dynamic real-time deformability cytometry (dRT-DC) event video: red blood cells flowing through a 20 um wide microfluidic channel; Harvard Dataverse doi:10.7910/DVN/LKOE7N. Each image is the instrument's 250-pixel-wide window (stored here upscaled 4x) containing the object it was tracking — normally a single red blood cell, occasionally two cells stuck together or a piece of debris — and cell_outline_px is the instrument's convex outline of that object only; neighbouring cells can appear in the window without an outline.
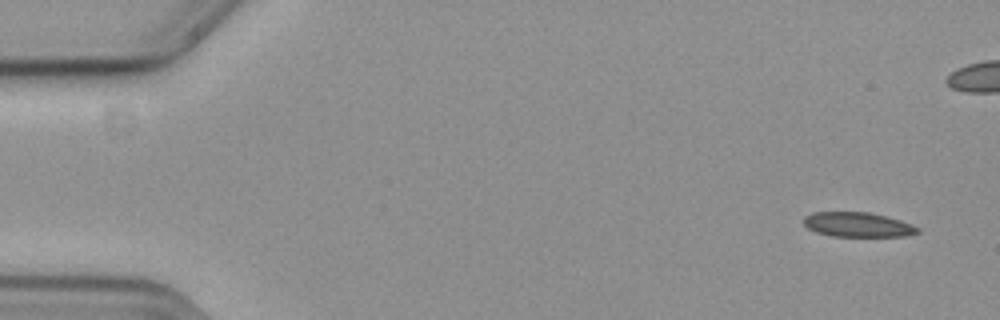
{"species": "common noctule bat (a hibernating species)", "species_latin": "Nyctalus noctula", "temperature_condition": "cold", "stored_images_in_passage": 55, "camera_frame_rate_fps": 3000, "um_per_image_px": 0.085, "animal": {"sex": "female", "body_mass_g": 19.3, "forearm_length_mm": 54.1}, "frame": {"image": 1, "passage_image": 1, "time_ms": 0.0, "image_size_px": [1000, 320], "cell_outline_px": [[920, 232], [908, 236], [832, 236], [816, 232], [808, 228], [804, 224], [804, 216], [812, 212], [868, 212], [888, 216], [900, 220], [920, 228]], "centroid_in_image_um": [72.92, 19.09], "position_along_channel_um": 12.1, "area_um2": 16.42}}
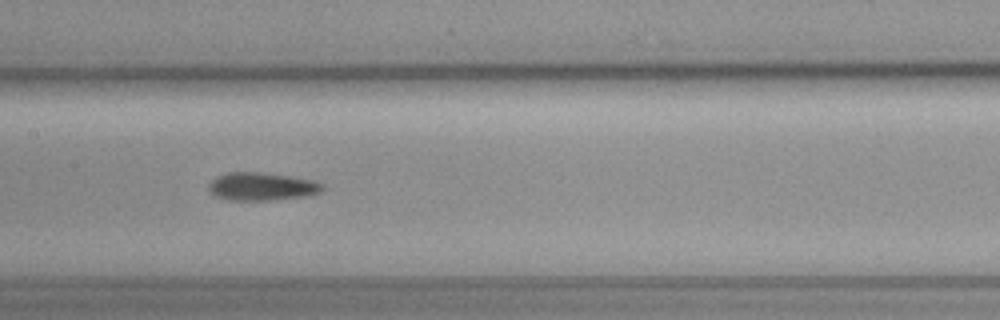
{"frame": {"image": 2, "passage_image": 26, "time_ms": 8.333, "image_size_px": [1000, 320], "cell_outline_px": [[324, 188], [320, 192], [312, 196], [268, 200], [228, 200], [216, 196], [208, 188], [208, 184], [216, 176], [228, 172], [260, 172], [288, 176], [312, 180], [324, 184]], "centroid_in_image_um": [22.27, 15.85], "position_along_channel_um": 185.1, "area_um2": 18.61}}
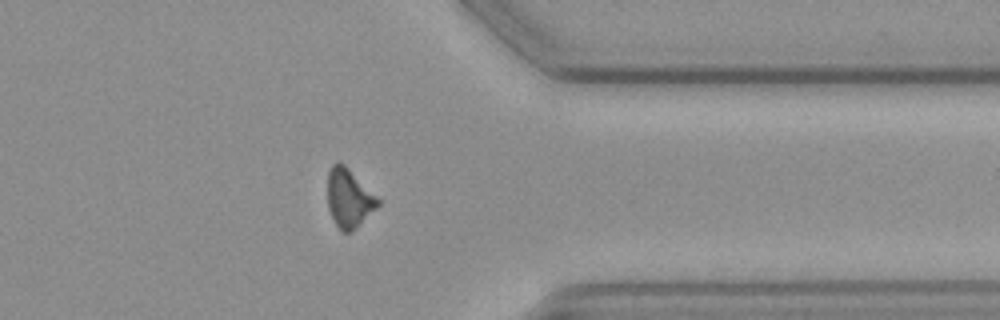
{"frame": {"image": 3, "passage_image": 43, "time_ms": 14.0, "image_size_px": [1000, 320], "cell_outline_px": [[380, 204], [356, 228], [348, 232], [340, 232], [328, 208], [328, 172], [332, 164], [336, 160], [344, 164], [380, 200]], "centroid_in_image_um": [29.64, 16.84], "position_along_channel_um": 381.8, "area_um2": 16.99}}